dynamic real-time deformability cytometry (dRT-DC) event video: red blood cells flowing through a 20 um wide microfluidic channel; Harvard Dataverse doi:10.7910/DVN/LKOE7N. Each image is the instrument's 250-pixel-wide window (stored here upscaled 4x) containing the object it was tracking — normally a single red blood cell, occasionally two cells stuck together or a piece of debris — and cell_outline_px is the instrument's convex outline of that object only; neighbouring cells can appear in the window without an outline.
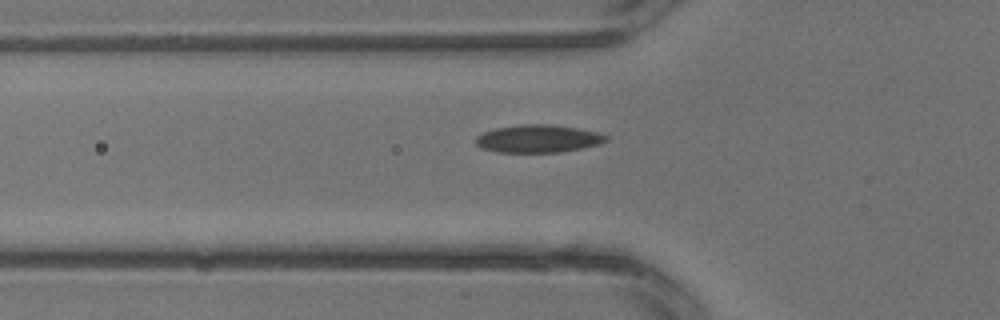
{"species": "common noctule bat (a hibernating species)", "species_latin": "Nyctalus noctula", "temperature_condition": "warm", "stored_images_in_passage": 4, "segment_of_instrument_passage": [2, 2], "camera_frame_rate_fps": 3000, "um_per_image_px": 0.085, "animal": {"sex": "male", "body_mass_g": 13.3}, "frame": {"image": 1, "passage_image": 4, "time_ms": 1.0, "image_size_px": [1000, 320], "cell_outline_px": [[608, 140], [600, 144], [560, 152], [496, 152], [484, 148], [476, 144], [476, 136], [484, 132], [496, 128], [520, 124], [548, 124], [580, 128], [600, 132], [608, 136]], "centroid_in_image_um": [45.78, 11.78], "position_along_channel_um": 80.0, "area_um2": 21.1}}